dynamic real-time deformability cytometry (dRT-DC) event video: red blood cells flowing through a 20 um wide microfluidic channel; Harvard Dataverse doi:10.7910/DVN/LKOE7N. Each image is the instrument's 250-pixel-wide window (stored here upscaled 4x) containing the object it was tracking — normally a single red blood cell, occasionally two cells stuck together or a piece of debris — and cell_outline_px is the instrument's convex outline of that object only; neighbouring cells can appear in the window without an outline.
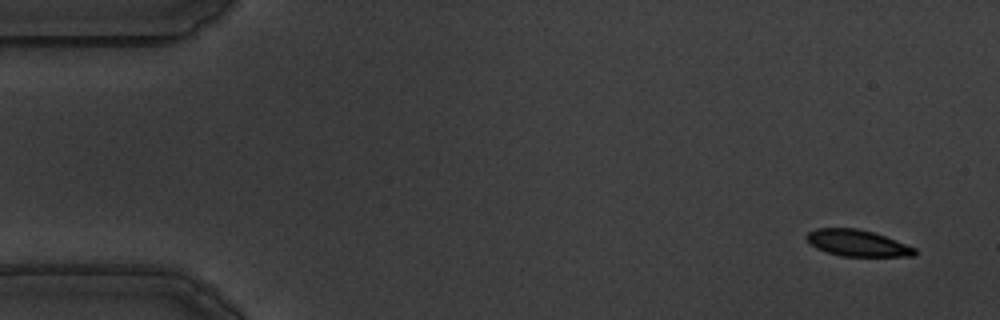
{"species": "common noctule bat (a hibernating species)", "species_latin": "Nyctalus noctula", "temperature_condition": "warm", "stored_images_in_passage": 11, "camera_frame_rate_fps": 3000, "um_per_image_px": 0.085, "animal": {"sex": "male", "body_mass_g": 19.5, "forearm_length_mm": 54.6}, "frame": {"image": 1, "passage_image": 1, "time_ms": 0.0, "image_size_px": [1000, 320], "cell_outline_px": [[916, 256], [840, 256], [816, 248], [804, 236], [808, 232], [816, 228], [856, 228], [872, 232], [884, 236], [916, 248]], "centroid_in_image_um": [72.86, 20.66], "position_along_channel_um": 12.1, "area_um2": 16.47}}